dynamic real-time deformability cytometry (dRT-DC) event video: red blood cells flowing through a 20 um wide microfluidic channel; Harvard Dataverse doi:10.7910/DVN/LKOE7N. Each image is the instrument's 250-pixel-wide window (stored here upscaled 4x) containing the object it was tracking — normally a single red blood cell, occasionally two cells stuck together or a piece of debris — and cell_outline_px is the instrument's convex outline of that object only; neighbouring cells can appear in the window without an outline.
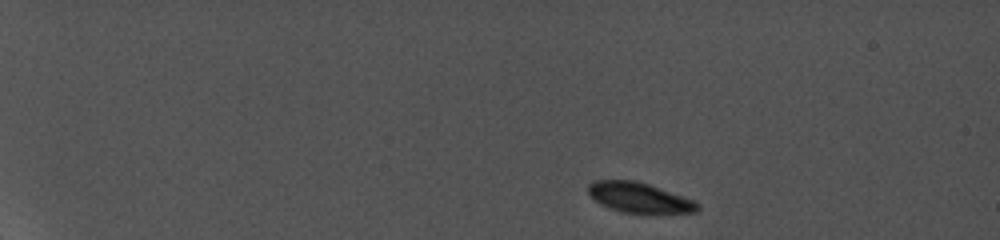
{"species": "common noctule bat (a hibernating species)", "species_latin": "Nyctalus noctula", "temperature_condition": "cold", "stored_images_in_passage": 7, "camera_frame_rate_fps": 5000, "um_per_image_px": 0.085, "animal": {"sex": "female", "body_mass_g": 19.0, "forearm_length_mm": 56.7}, "frame": {"image": 1, "passage_image": 1, "time_ms": 0.0, "image_size_px": [1000, 240], "cell_outline_px": [[700, 208], [696, 212], [620, 212], [608, 208], [600, 204], [588, 192], [588, 184], [596, 180], [636, 180], [696, 200], [700, 204]], "centroid_in_image_um": [54.34, 16.78], "position_along_channel_um": 30.7, "area_um2": 19.02}}
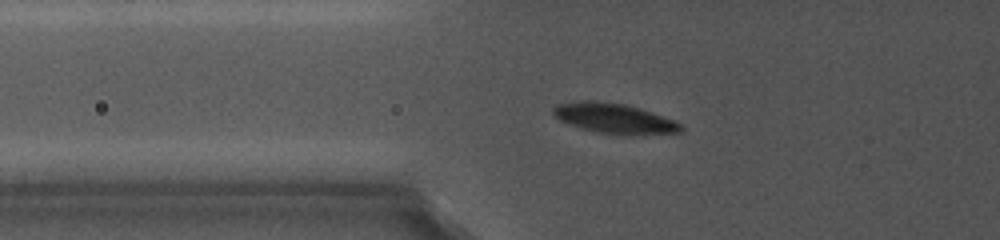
{"frame": {"image": 2, "passage_image": 6, "time_ms": 4.6, "image_size_px": [1000, 240], "cell_outline_px": [[684, 128], [680, 132], [632, 136], [620, 136], [596, 132], [580, 128], [568, 124], [560, 120], [552, 112], [552, 108], [556, 104], [576, 100], [596, 100], [624, 104], [640, 108], [652, 112], [672, 120], [680, 124]], "centroid_in_image_um": [52.18, 10.07], "position_along_channel_um": 73.6, "area_um2": 22.83}}